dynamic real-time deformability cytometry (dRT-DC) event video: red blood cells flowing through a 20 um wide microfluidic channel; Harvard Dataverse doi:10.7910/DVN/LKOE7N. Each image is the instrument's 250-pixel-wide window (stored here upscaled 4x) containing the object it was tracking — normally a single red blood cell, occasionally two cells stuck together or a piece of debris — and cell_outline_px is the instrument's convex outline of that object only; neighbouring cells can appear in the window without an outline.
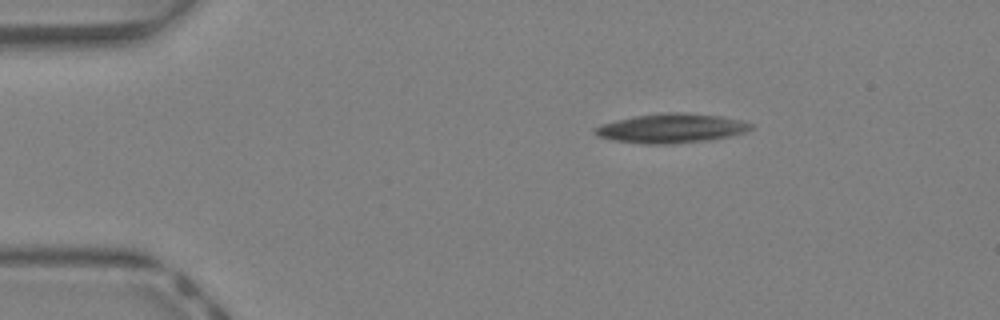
{"species": "Egyptian fruit bat (a non-hibernating species)", "species_latin": "Rousettus aegyptiacus", "temperature_condition": "warm", "stored_images_in_passage": 38, "camera_frame_rate_fps": 3000, "um_per_image_px": 0.085, "animal": {"sex": "female"}, "frame": {"image": 1, "passage_image": 1, "time_ms": 0.0, "image_size_px": [1000, 320], "cell_outline_px": [[752, 128], [744, 132], [732, 136], [712, 140], [672, 144], [644, 144], [612, 140], [596, 136], [592, 132], [592, 128], [600, 124], [616, 120], [636, 116], [660, 112], [684, 112], [720, 116], [740, 120], [752, 124]], "centroid_in_image_um": [57.01, 10.91], "position_along_channel_um": 28.0, "area_um2": 26.99}}
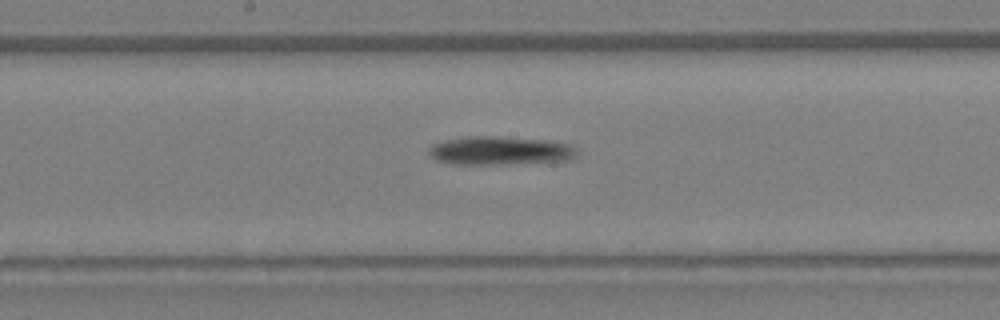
{"frame": {"image": 2, "passage_image": 17, "time_ms": 5.333, "image_size_px": [1000, 320], "cell_outline_px": [[576, 156], [572, 160], [504, 164], [452, 164], [436, 160], [428, 152], [428, 148], [432, 144], [444, 140], [468, 136], [492, 136], [552, 140], [568, 144], [576, 148]], "centroid_in_image_um": [42.51, 12.8], "position_along_channel_um": 205.7, "area_um2": 24.8}}
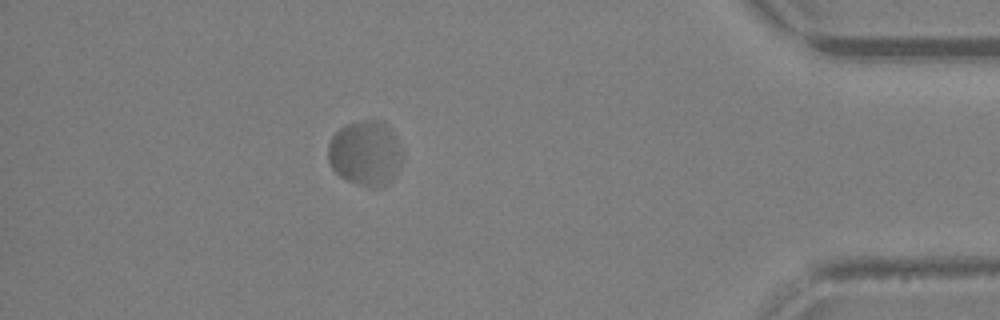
{"frame": {"image": 3, "passage_image": 33, "time_ms": 10.667, "image_size_px": [1000, 320], "cell_outline_px": [[404, 160], [392, 180], [380, 188], [372, 188], [348, 180], [340, 176], [332, 168], [328, 160], [328, 144], [332, 136], [340, 128], [348, 124], [360, 120], [384, 120], [396, 136], [404, 152]], "centroid_in_image_um": [31.11, 13.01], "position_along_channel_um": 404.1, "area_um2": 28.67}}